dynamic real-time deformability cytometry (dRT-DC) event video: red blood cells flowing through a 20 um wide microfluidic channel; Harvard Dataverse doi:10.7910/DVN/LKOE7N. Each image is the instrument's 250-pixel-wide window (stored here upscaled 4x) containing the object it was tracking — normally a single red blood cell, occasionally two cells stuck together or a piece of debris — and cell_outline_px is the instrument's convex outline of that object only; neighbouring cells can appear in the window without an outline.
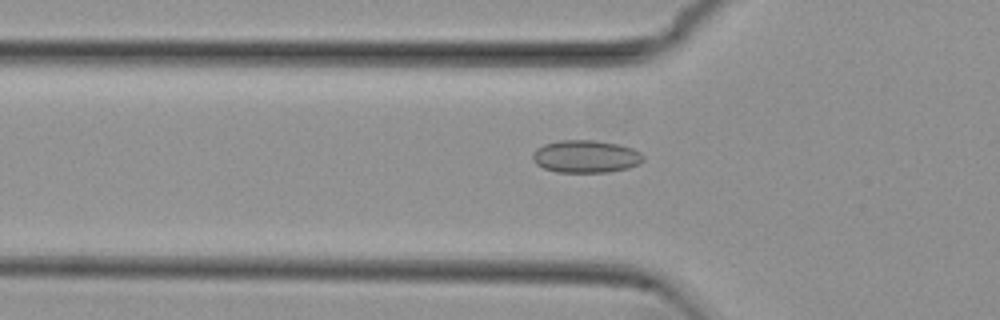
{"species": "common noctule bat (a hibernating species)", "species_latin": "Nyctalus noctula", "temperature_condition": "cold", "stored_images_in_passage": 54, "camera_frame_rate_fps": 3000, "um_per_image_px": 0.085, "animal": {"sex": "female", "body_mass_g": 29.2, "forearm_length_mm": 56.3}, "frame": {"image": 1, "passage_image": 18, "time_ms": 5.667, "image_size_px": [1000, 320], "cell_outline_px": [[644, 160], [640, 164], [628, 168], [608, 172], [556, 172], [544, 168], [536, 164], [532, 160], [532, 152], [536, 148], [544, 144], [560, 140], [596, 140], [620, 144], [632, 148], [640, 152], [644, 156]], "centroid_in_image_um": [49.79, 13.29], "position_along_channel_um": 76.0, "area_um2": 21.27}}
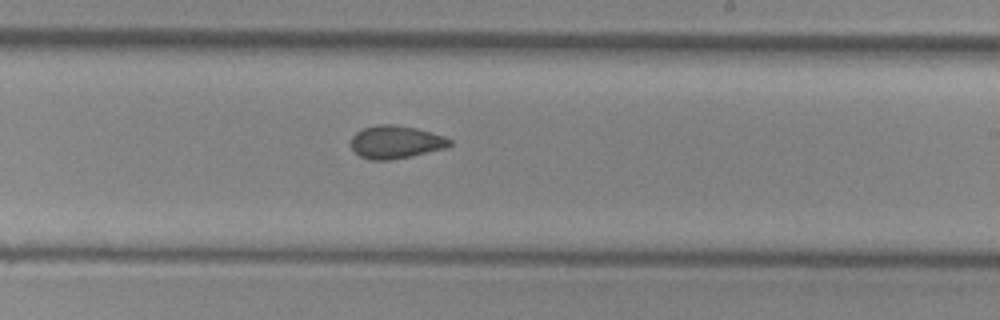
{"frame": {"image": 2, "passage_image": 32, "time_ms": 10.333, "image_size_px": [1000, 320], "cell_outline_px": [[452, 144], [444, 148], [412, 156], [392, 160], [368, 160], [360, 156], [348, 144], [352, 136], [356, 132], [364, 128], [376, 124], [396, 124], [416, 128], [444, 136], [452, 140]], "centroid_in_image_um": [33.6, 12.07], "position_along_channel_um": 255.4, "area_um2": 19.13}}
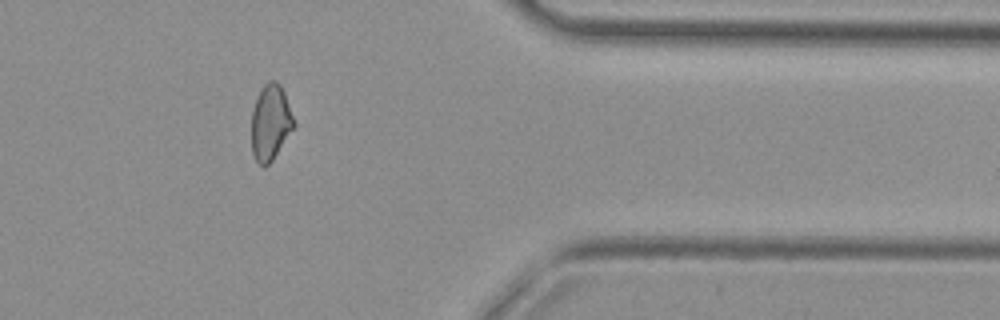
{"frame": {"image": 3, "passage_image": 44, "time_ms": 14.333, "image_size_px": [1000, 320], "cell_outline_px": [[296, 124], [272, 160], [264, 168], [256, 160], [252, 152], [252, 112], [256, 100], [264, 84], [268, 80], [276, 80], [280, 84], [284, 92]], "centroid_in_image_um": [23.0, 10.4], "position_along_channel_um": 388.4, "area_um2": 18.44}, "authors_computed_cell_mechanics": {"area_um2": 19.4786, "velocity_mm_per_s": 3.8375, "shape_relaxation_time_tau1_ms": null, "shape_relaxation_time_tau2_ms": 2.9394, "deformation_change_tau1": null, "deformation_change_tau2": 0.0776}}